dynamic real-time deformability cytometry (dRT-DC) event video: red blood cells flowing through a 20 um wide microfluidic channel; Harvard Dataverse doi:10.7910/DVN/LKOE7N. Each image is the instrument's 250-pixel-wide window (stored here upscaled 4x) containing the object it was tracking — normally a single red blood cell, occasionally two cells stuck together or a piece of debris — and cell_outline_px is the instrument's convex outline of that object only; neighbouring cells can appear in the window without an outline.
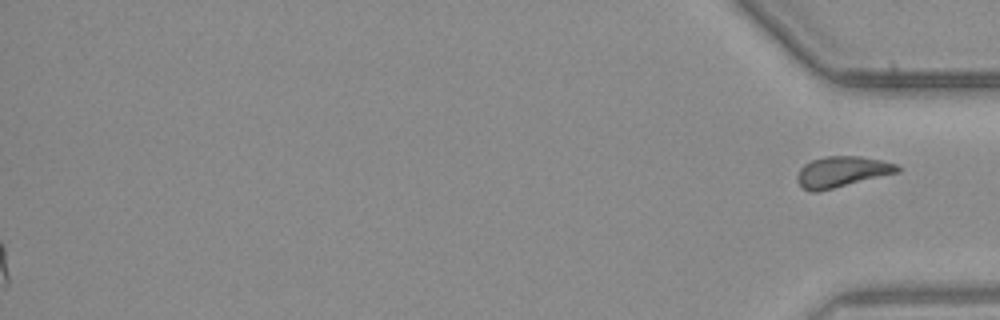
{"species": "common noctule bat (a hibernating species)", "species_latin": "Nyctalus noctula", "temperature_condition": "warm", "stored_images_in_passage": 42, "segment_of_instrument_passage": [2, 2], "camera_frame_rate_fps": 3000, "um_per_image_px": 0.085, "animal": {"sex": "male", "body_mass_g": 23.1, "forearm_length_mm": 52.7}, "frame": {"image": 1, "passage_image": 42, "time_ms": 13.667, "image_size_px": [1000, 320], "cell_outline_px": [[900, 172], [816, 192], [812, 192], [804, 188], [796, 180], [796, 176], [800, 168], [804, 164], [812, 160], [824, 156], [860, 156], [884, 160], [896, 164], [900, 168]], "centroid_in_image_um": [71.57, 14.58], "position_along_channel_um": 363.6, "area_um2": 17.98}}